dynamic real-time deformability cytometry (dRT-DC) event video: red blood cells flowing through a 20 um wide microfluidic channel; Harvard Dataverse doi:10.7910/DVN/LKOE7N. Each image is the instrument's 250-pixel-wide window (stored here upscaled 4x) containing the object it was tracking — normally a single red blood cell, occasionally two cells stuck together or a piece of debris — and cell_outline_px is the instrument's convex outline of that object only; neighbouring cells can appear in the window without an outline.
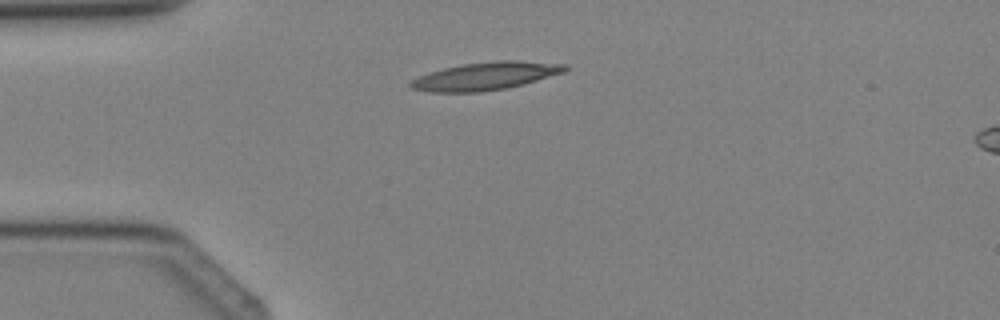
{"species": "Egyptian fruit bat (a non-hibernating species)", "species_latin": "Rousettus aegyptiacus", "temperature_condition": "cold", "stored_images_in_passage": 3, "camera_frame_rate_fps": 3000, "um_per_image_px": 0.085, "animal": {"sex": "female"}, "frame": {"image": 1, "passage_image": 3, "time_ms": 2.333, "image_size_px": [1000, 320], "cell_outline_px": [[572, 68], [564, 72], [524, 84], [508, 88], [480, 92], [428, 92], [412, 88], [408, 84], [412, 80], [420, 76], [444, 68], [464, 64], [496, 60], [516, 60], [564, 64]], "centroid_in_image_um": [41.32, 6.47], "position_along_channel_um": 43.7, "area_um2": 24.97}}